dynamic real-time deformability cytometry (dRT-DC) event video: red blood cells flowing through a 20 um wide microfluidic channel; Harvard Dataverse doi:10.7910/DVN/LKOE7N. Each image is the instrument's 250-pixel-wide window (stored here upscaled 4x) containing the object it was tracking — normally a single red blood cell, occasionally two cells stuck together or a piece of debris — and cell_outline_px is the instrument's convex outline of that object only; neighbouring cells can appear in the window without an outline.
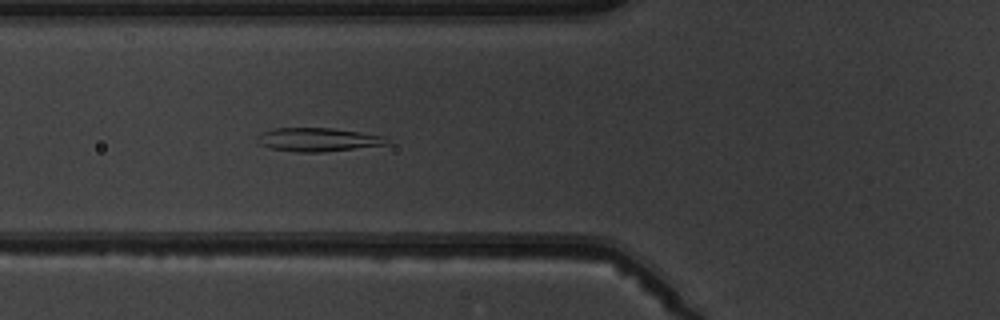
{"species": "common noctule bat (a hibernating species)", "species_latin": "Nyctalus noctula", "temperature_condition": "warm", "stored_images_in_passage": 6, "camera_frame_rate_fps": 3000, "um_per_image_px": 0.085, "animal": {"sex": "male", "body_mass_g": 19.5, "forearm_length_mm": 54.6}, "frame": {"image": 1, "passage_image": 6, "time_ms": 6.667, "image_size_px": [1000, 320], "cell_outline_px": [[388, 144], [320, 152], [296, 152], [272, 148], [260, 144], [256, 140], [256, 136], [260, 132], [276, 128], [332, 128], [360, 132], [384, 136]], "centroid_in_image_um": [26.96, 11.86], "position_along_channel_um": 98.8, "area_um2": 17.57}}